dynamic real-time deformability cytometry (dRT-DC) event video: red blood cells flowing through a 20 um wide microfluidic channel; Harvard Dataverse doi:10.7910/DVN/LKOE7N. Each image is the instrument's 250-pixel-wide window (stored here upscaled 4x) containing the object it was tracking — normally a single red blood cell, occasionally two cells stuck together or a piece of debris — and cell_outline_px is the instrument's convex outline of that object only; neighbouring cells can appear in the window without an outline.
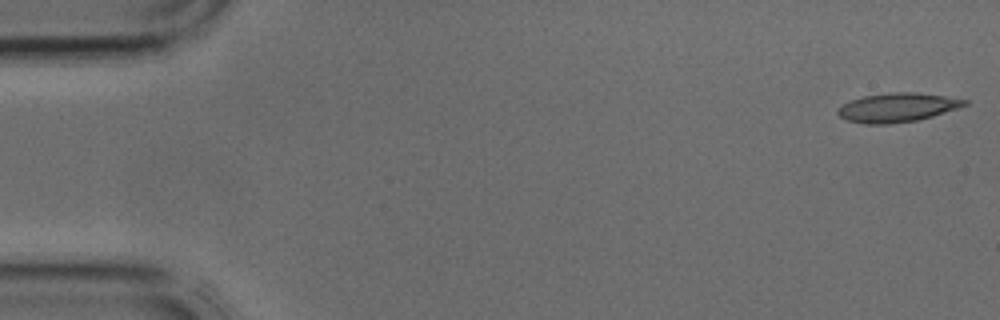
{"species": "common noctule bat (a hibernating species)", "species_latin": "Nyctalus noctula", "temperature_condition": "cold", "stored_images_in_passage": 4, "segment_of_instrument_passage": [1, 2], "camera_frame_rate_fps": 3000, "um_per_image_px": 0.085, "animal": {"sex": "male", "body_mass_g": 17.9, "forearm_length_mm": 54.2}, "frame": {"image": 1, "passage_image": 1, "time_ms": 0.0, "image_size_px": [1000, 320], "cell_outline_px": [[968, 104], [960, 108], [932, 116], [916, 120], [888, 124], [864, 124], [848, 120], [840, 116], [836, 112], [844, 104], [852, 100], [864, 96], [892, 92], [916, 92], [944, 96], [968, 100]], "centroid_in_image_um": [76.31, 9.13], "position_along_channel_um": 8.7, "area_um2": 21.21}}
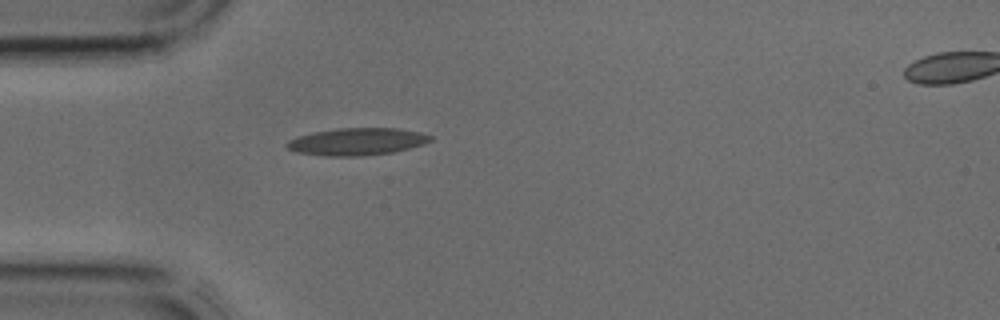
{"frame": {"image": 2, "passage_image": 3, "time_ms": 0.667, "image_size_px": [1000, 320], "cell_outline_px": [[432, 140], [424, 144], [392, 152], [364, 156], [324, 156], [296, 152], [288, 148], [284, 144], [288, 140], [296, 136], [312, 132], [340, 128], [400, 128], [420, 132], [432, 136]], "centroid_in_image_um": [30.32, 12.03], "position_along_channel_um": 54.7, "area_um2": 22.95}}